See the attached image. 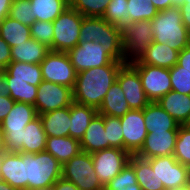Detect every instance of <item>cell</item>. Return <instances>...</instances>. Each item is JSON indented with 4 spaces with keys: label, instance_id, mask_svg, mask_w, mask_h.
I'll return each mask as SVG.
<instances>
[{
    "label": "cell",
    "instance_id": "1",
    "mask_svg": "<svg viewBox=\"0 0 190 190\" xmlns=\"http://www.w3.org/2000/svg\"><path fill=\"white\" fill-rule=\"evenodd\" d=\"M124 64L125 61H112L109 65L93 67L77 73L72 90L73 101L98 110Z\"/></svg>",
    "mask_w": 190,
    "mask_h": 190
},
{
    "label": "cell",
    "instance_id": "2",
    "mask_svg": "<svg viewBox=\"0 0 190 190\" xmlns=\"http://www.w3.org/2000/svg\"><path fill=\"white\" fill-rule=\"evenodd\" d=\"M25 161V190L52 187L62 177V164L49 152L22 153Z\"/></svg>",
    "mask_w": 190,
    "mask_h": 190
},
{
    "label": "cell",
    "instance_id": "3",
    "mask_svg": "<svg viewBox=\"0 0 190 190\" xmlns=\"http://www.w3.org/2000/svg\"><path fill=\"white\" fill-rule=\"evenodd\" d=\"M85 41L98 42L114 60L125 61L121 28L110 24L102 17H83L79 43Z\"/></svg>",
    "mask_w": 190,
    "mask_h": 190
},
{
    "label": "cell",
    "instance_id": "4",
    "mask_svg": "<svg viewBox=\"0 0 190 190\" xmlns=\"http://www.w3.org/2000/svg\"><path fill=\"white\" fill-rule=\"evenodd\" d=\"M153 41L181 52L190 45V32L182 22L180 7L161 10L151 20Z\"/></svg>",
    "mask_w": 190,
    "mask_h": 190
},
{
    "label": "cell",
    "instance_id": "5",
    "mask_svg": "<svg viewBox=\"0 0 190 190\" xmlns=\"http://www.w3.org/2000/svg\"><path fill=\"white\" fill-rule=\"evenodd\" d=\"M37 116L34 105L24 102H15L13 104L8 115L0 123L7 152L23 153V130Z\"/></svg>",
    "mask_w": 190,
    "mask_h": 190
},
{
    "label": "cell",
    "instance_id": "6",
    "mask_svg": "<svg viewBox=\"0 0 190 190\" xmlns=\"http://www.w3.org/2000/svg\"><path fill=\"white\" fill-rule=\"evenodd\" d=\"M122 44L125 53V64L138 61L153 42V31L150 20L126 23L121 28Z\"/></svg>",
    "mask_w": 190,
    "mask_h": 190
},
{
    "label": "cell",
    "instance_id": "7",
    "mask_svg": "<svg viewBox=\"0 0 190 190\" xmlns=\"http://www.w3.org/2000/svg\"><path fill=\"white\" fill-rule=\"evenodd\" d=\"M83 17L78 11L68 7L52 22V51L67 52L79 43Z\"/></svg>",
    "mask_w": 190,
    "mask_h": 190
},
{
    "label": "cell",
    "instance_id": "8",
    "mask_svg": "<svg viewBox=\"0 0 190 190\" xmlns=\"http://www.w3.org/2000/svg\"><path fill=\"white\" fill-rule=\"evenodd\" d=\"M62 178L80 190H96L102 186L94 170L92 155L82 151L62 165Z\"/></svg>",
    "mask_w": 190,
    "mask_h": 190
},
{
    "label": "cell",
    "instance_id": "9",
    "mask_svg": "<svg viewBox=\"0 0 190 190\" xmlns=\"http://www.w3.org/2000/svg\"><path fill=\"white\" fill-rule=\"evenodd\" d=\"M40 66L43 81L64 85L73 90L77 72L66 52L50 50Z\"/></svg>",
    "mask_w": 190,
    "mask_h": 190
},
{
    "label": "cell",
    "instance_id": "10",
    "mask_svg": "<svg viewBox=\"0 0 190 190\" xmlns=\"http://www.w3.org/2000/svg\"><path fill=\"white\" fill-rule=\"evenodd\" d=\"M130 65L138 72L143 90L150 102H157L171 91L170 69L146 64Z\"/></svg>",
    "mask_w": 190,
    "mask_h": 190
},
{
    "label": "cell",
    "instance_id": "11",
    "mask_svg": "<svg viewBox=\"0 0 190 190\" xmlns=\"http://www.w3.org/2000/svg\"><path fill=\"white\" fill-rule=\"evenodd\" d=\"M75 71L80 73L93 67L109 65L114 60L98 42H81L66 52Z\"/></svg>",
    "mask_w": 190,
    "mask_h": 190
},
{
    "label": "cell",
    "instance_id": "12",
    "mask_svg": "<svg viewBox=\"0 0 190 190\" xmlns=\"http://www.w3.org/2000/svg\"><path fill=\"white\" fill-rule=\"evenodd\" d=\"M95 173L102 185H106L127 165L131 154L120 148H108L91 153Z\"/></svg>",
    "mask_w": 190,
    "mask_h": 190
},
{
    "label": "cell",
    "instance_id": "13",
    "mask_svg": "<svg viewBox=\"0 0 190 190\" xmlns=\"http://www.w3.org/2000/svg\"><path fill=\"white\" fill-rule=\"evenodd\" d=\"M72 102L73 92L71 88L42 81L38 86L34 107L36 108L37 114L41 115L49 111L69 107Z\"/></svg>",
    "mask_w": 190,
    "mask_h": 190
},
{
    "label": "cell",
    "instance_id": "14",
    "mask_svg": "<svg viewBox=\"0 0 190 190\" xmlns=\"http://www.w3.org/2000/svg\"><path fill=\"white\" fill-rule=\"evenodd\" d=\"M147 160L151 163L159 181H162L165 190L190 183L187 166L178 162L173 155Z\"/></svg>",
    "mask_w": 190,
    "mask_h": 190
},
{
    "label": "cell",
    "instance_id": "15",
    "mask_svg": "<svg viewBox=\"0 0 190 190\" xmlns=\"http://www.w3.org/2000/svg\"><path fill=\"white\" fill-rule=\"evenodd\" d=\"M123 131L124 150L135 155L142 147L147 136L143 109H131L120 117Z\"/></svg>",
    "mask_w": 190,
    "mask_h": 190
},
{
    "label": "cell",
    "instance_id": "16",
    "mask_svg": "<svg viewBox=\"0 0 190 190\" xmlns=\"http://www.w3.org/2000/svg\"><path fill=\"white\" fill-rule=\"evenodd\" d=\"M116 80L131 109H143L150 103L143 90L138 72L130 64H124L120 68Z\"/></svg>",
    "mask_w": 190,
    "mask_h": 190
},
{
    "label": "cell",
    "instance_id": "17",
    "mask_svg": "<svg viewBox=\"0 0 190 190\" xmlns=\"http://www.w3.org/2000/svg\"><path fill=\"white\" fill-rule=\"evenodd\" d=\"M177 135L178 130L150 132L135 155L143 159L173 155Z\"/></svg>",
    "mask_w": 190,
    "mask_h": 190
},
{
    "label": "cell",
    "instance_id": "18",
    "mask_svg": "<svg viewBox=\"0 0 190 190\" xmlns=\"http://www.w3.org/2000/svg\"><path fill=\"white\" fill-rule=\"evenodd\" d=\"M0 178L13 188L25 190V161L20 152H4L0 165Z\"/></svg>",
    "mask_w": 190,
    "mask_h": 190
},
{
    "label": "cell",
    "instance_id": "19",
    "mask_svg": "<svg viewBox=\"0 0 190 190\" xmlns=\"http://www.w3.org/2000/svg\"><path fill=\"white\" fill-rule=\"evenodd\" d=\"M178 56L179 51L164 43L153 41L142 58L130 64H146L170 69L177 64Z\"/></svg>",
    "mask_w": 190,
    "mask_h": 190
},
{
    "label": "cell",
    "instance_id": "20",
    "mask_svg": "<svg viewBox=\"0 0 190 190\" xmlns=\"http://www.w3.org/2000/svg\"><path fill=\"white\" fill-rule=\"evenodd\" d=\"M143 115L147 133L179 129L180 124L158 102H150L144 107Z\"/></svg>",
    "mask_w": 190,
    "mask_h": 190
},
{
    "label": "cell",
    "instance_id": "21",
    "mask_svg": "<svg viewBox=\"0 0 190 190\" xmlns=\"http://www.w3.org/2000/svg\"><path fill=\"white\" fill-rule=\"evenodd\" d=\"M80 147L82 152L90 154L99 150L108 149L103 115L97 113L94 116L83 138L80 140Z\"/></svg>",
    "mask_w": 190,
    "mask_h": 190
},
{
    "label": "cell",
    "instance_id": "22",
    "mask_svg": "<svg viewBox=\"0 0 190 190\" xmlns=\"http://www.w3.org/2000/svg\"><path fill=\"white\" fill-rule=\"evenodd\" d=\"M157 102L180 125H185L188 122L190 118V95L169 91Z\"/></svg>",
    "mask_w": 190,
    "mask_h": 190
},
{
    "label": "cell",
    "instance_id": "23",
    "mask_svg": "<svg viewBox=\"0 0 190 190\" xmlns=\"http://www.w3.org/2000/svg\"><path fill=\"white\" fill-rule=\"evenodd\" d=\"M39 116L47 137L69 136L70 106L49 111Z\"/></svg>",
    "mask_w": 190,
    "mask_h": 190
},
{
    "label": "cell",
    "instance_id": "24",
    "mask_svg": "<svg viewBox=\"0 0 190 190\" xmlns=\"http://www.w3.org/2000/svg\"><path fill=\"white\" fill-rule=\"evenodd\" d=\"M97 113V109L73 101L70 106L69 137L80 141Z\"/></svg>",
    "mask_w": 190,
    "mask_h": 190
},
{
    "label": "cell",
    "instance_id": "25",
    "mask_svg": "<svg viewBox=\"0 0 190 190\" xmlns=\"http://www.w3.org/2000/svg\"><path fill=\"white\" fill-rule=\"evenodd\" d=\"M131 108L124 96V93L118 81L112 84L107 91L102 104L98 109V113L106 116L122 117Z\"/></svg>",
    "mask_w": 190,
    "mask_h": 190
},
{
    "label": "cell",
    "instance_id": "26",
    "mask_svg": "<svg viewBox=\"0 0 190 190\" xmlns=\"http://www.w3.org/2000/svg\"><path fill=\"white\" fill-rule=\"evenodd\" d=\"M45 151L63 165L81 152L80 141L69 136L47 137Z\"/></svg>",
    "mask_w": 190,
    "mask_h": 190
},
{
    "label": "cell",
    "instance_id": "27",
    "mask_svg": "<svg viewBox=\"0 0 190 190\" xmlns=\"http://www.w3.org/2000/svg\"><path fill=\"white\" fill-rule=\"evenodd\" d=\"M49 51L48 47L30 38L25 43L11 47V59L14 62L40 64Z\"/></svg>",
    "mask_w": 190,
    "mask_h": 190
},
{
    "label": "cell",
    "instance_id": "28",
    "mask_svg": "<svg viewBox=\"0 0 190 190\" xmlns=\"http://www.w3.org/2000/svg\"><path fill=\"white\" fill-rule=\"evenodd\" d=\"M129 163L135 170L137 183L142 190H165L162 181H159V178L152 169L151 163L147 159L131 155Z\"/></svg>",
    "mask_w": 190,
    "mask_h": 190
},
{
    "label": "cell",
    "instance_id": "29",
    "mask_svg": "<svg viewBox=\"0 0 190 190\" xmlns=\"http://www.w3.org/2000/svg\"><path fill=\"white\" fill-rule=\"evenodd\" d=\"M46 139L47 136L38 115L23 130V153L36 154L45 151Z\"/></svg>",
    "mask_w": 190,
    "mask_h": 190
},
{
    "label": "cell",
    "instance_id": "30",
    "mask_svg": "<svg viewBox=\"0 0 190 190\" xmlns=\"http://www.w3.org/2000/svg\"><path fill=\"white\" fill-rule=\"evenodd\" d=\"M0 37L10 47L25 43L31 38L30 26L6 16L0 21Z\"/></svg>",
    "mask_w": 190,
    "mask_h": 190
},
{
    "label": "cell",
    "instance_id": "31",
    "mask_svg": "<svg viewBox=\"0 0 190 190\" xmlns=\"http://www.w3.org/2000/svg\"><path fill=\"white\" fill-rule=\"evenodd\" d=\"M35 21L53 22L70 7L69 0H30Z\"/></svg>",
    "mask_w": 190,
    "mask_h": 190
},
{
    "label": "cell",
    "instance_id": "32",
    "mask_svg": "<svg viewBox=\"0 0 190 190\" xmlns=\"http://www.w3.org/2000/svg\"><path fill=\"white\" fill-rule=\"evenodd\" d=\"M4 70L12 76V80L26 81L33 86H39L43 81L40 64L11 61Z\"/></svg>",
    "mask_w": 190,
    "mask_h": 190
},
{
    "label": "cell",
    "instance_id": "33",
    "mask_svg": "<svg viewBox=\"0 0 190 190\" xmlns=\"http://www.w3.org/2000/svg\"><path fill=\"white\" fill-rule=\"evenodd\" d=\"M1 72L5 75L8 90L10 92L9 96L15 102H24L31 105L35 104L38 86L28 84L26 81L12 80V76H10L5 70H2Z\"/></svg>",
    "mask_w": 190,
    "mask_h": 190
},
{
    "label": "cell",
    "instance_id": "34",
    "mask_svg": "<svg viewBox=\"0 0 190 190\" xmlns=\"http://www.w3.org/2000/svg\"><path fill=\"white\" fill-rule=\"evenodd\" d=\"M127 2L128 23L141 20L151 21L159 12L151 0H127Z\"/></svg>",
    "mask_w": 190,
    "mask_h": 190
},
{
    "label": "cell",
    "instance_id": "35",
    "mask_svg": "<svg viewBox=\"0 0 190 190\" xmlns=\"http://www.w3.org/2000/svg\"><path fill=\"white\" fill-rule=\"evenodd\" d=\"M106 186L109 190H142L137 183L135 170L129 162Z\"/></svg>",
    "mask_w": 190,
    "mask_h": 190
},
{
    "label": "cell",
    "instance_id": "36",
    "mask_svg": "<svg viewBox=\"0 0 190 190\" xmlns=\"http://www.w3.org/2000/svg\"><path fill=\"white\" fill-rule=\"evenodd\" d=\"M127 4V0H110L102 18L110 24L122 28L128 23L129 11Z\"/></svg>",
    "mask_w": 190,
    "mask_h": 190
},
{
    "label": "cell",
    "instance_id": "37",
    "mask_svg": "<svg viewBox=\"0 0 190 190\" xmlns=\"http://www.w3.org/2000/svg\"><path fill=\"white\" fill-rule=\"evenodd\" d=\"M110 0H69L70 7L82 16L103 17Z\"/></svg>",
    "mask_w": 190,
    "mask_h": 190
},
{
    "label": "cell",
    "instance_id": "38",
    "mask_svg": "<svg viewBox=\"0 0 190 190\" xmlns=\"http://www.w3.org/2000/svg\"><path fill=\"white\" fill-rule=\"evenodd\" d=\"M104 118V129L106 131L108 148L124 149L123 131L119 117L106 116Z\"/></svg>",
    "mask_w": 190,
    "mask_h": 190
},
{
    "label": "cell",
    "instance_id": "39",
    "mask_svg": "<svg viewBox=\"0 0 190 190\" xmlns=\"http://www.w3.org/2000/svg\"><path fill=\"white\" fill-rule=\"evenodd\" d=\"M173 156L183 165L190 164V128L186 125L179 126Z\"/></svg>",
    "mask_w": 190,
    "mask_h": 190
},
{
    "label": "cell",
    "instance_id": "40",
    "mask_svg": "<svg viewBox=\"0 0 190 190\" xmlns=\"http://www.w3.org/2000/svg\"><path fill=\"white\" fill-rule=\"evenodd\" d=\"M31 38L45 45L52 51L54 37L53 23L49 21H35L30 26Z\"/></svg>",
    "mask_w": 190,
    "mask_h": 190
},
{
    "label": "cell",
    "instance_id": "41",
    "mask_svg": "<svg viewBox=\"0 0 190 190\" xmlns=\"http://www.w3.org/2000/svg\"><path fill=\"white\" fill-rule=\"evenodd\" d=\"M171 91L180 94L190 95V72L184 70L183 67L175 64L170 68Z\"/></svg>",
    "mask_w": 190,
    "mask_h": 190
},
{
    "label": "cell",
    "instance_id": "42",
    "mask_svg": "<svg viewBox=\"0 0 190 190\" xmlns=\"http://www.w3.org/2000/svg\"><path fill=\"white\" fill-rule=\"evenodd\" d=\"M30 7V0H13L9 16L20 23L31 26L35 22V19Z\"/></svg>",
    "mask_w": 190,
    "mask_h": 190
},
{
    "label": "cell",
    "instance_id": "43",
    "mask_svg": "<svg viewBox=\"0 0 190 190\" xmlns=\"http://www.w3.org/2000/svg\"><path fill=\"white\" fill-rule=\"evenodd\" d=\"M11 61V47L0 37V71L4 70Z\"/></svg>",
    "mask_w": 190,
    "mask_h": 190
},
{
    "label": "cell",
    "instance_id": "44",
    "mask_svg": "<svg viewBox=\"0 0 190 190\" xmlns=\"http://www.w3.org/2000/svg\"><path fill=\"white\" fill-rule=\"evenodd\" d=\"M15 101L10 96H0V123L8 115Z\"/></svg>",
    "mask_w": 190,
    "mask_h": 190
},
{
    "label": "cell",
    "instance_id": "45",
    "mask_svg": "<svg viewBox=\"0 0 190 190\" xmlns=\"http://www.w3.org/2000/svg\"><path fill=\"white\" fill-rule=\"evenodd\" d=\"M177 64L190 72V45L179 52Z\"/></svg>",
    "mask_w": 190,
    "mask_h": 190
},
{
    "label": "cell",
    "instance_id": "46",
    "mask_svg": "<svg viewBox=\"0 0 190 190\" xmlns=\"http://www.w3.org/2000/svg\"><path fill=\"white\" fill-rule=\"evenodd\" d=\"M53 190H80L75 184L62 177L52 186Z\"/></svg>",
    "mask_w": 190,
    "mask_h": 190
},
{
    "label": "cell",
    "instance_id": "47",
    "mask_svg": "<svg viewBox=\"0 0 190 190\" xmlns=\"http://www.w3.org/2000/svg\"><path fill=\"white\" fill-rule=\"evenodd\" d=\"M180 11H181V16H182V22L184 26L190 32V3H184L180 7Z\"/></svg>",
    "mask_w": 190,
    "mask_h": 190
},
{
    "label": "cell",
    "instance_id": "48",
    "mask_svg": "<svg viewBox=\"0 0 190 190\" xmlns=\"http://www.w3.org/2000/svg\"><path fill=\"white\" fill-rule=\"evenodd\" d=\"M13 0H0V21L9 16L10 7Z\"/></svg>",
    "mask_w": 190,
    "mask_h": 190
},
{
    "label": "cell",
    "instance_id": "49",
    "mask_svg": "<svg viewBox=\"0 0 190 190\" xmlns=\"http://www.w3.org/2000/svg\"><path fill=\"white\" fill-rule=\"evenodd\" d=\"M153 5L158 9V11L166 10L172 7L171 0H151Z\"/></svg>",
    "mask_w": 190,
    "mask_h": 190
},
{
    "label": "cell",
    "instance_id": "50",
    "mask_svg": "<svg viewBox=\"0 0 190 190\" xmlns=\"http://www.w3.org/2000/svg\"><path fill=\"white\" fill-rule=\"evenodd\" d=\"M10 92L8 90L5 75L0 71V96H9Z\"/></svg>",
    "mask_w": 190,
    "mask_h": 190
},
{
    "label": "cell",
    "instance_id": "51",
    "mask_svg": "<svg viewBox=\"0 0 190 190\" xmlns=\"http://www.w3.org/2000/svg\"><path fill=\"white\" fill-rule=\"evenodd\" d=\"M6 151H7V149L5 146L4 133H3L1 126H0V154H3Z\"/></svg>",
    "mask_w": 190,
    "mask_h": 190
},
{
    "label": "cell",
    "instance_id": "52",
    "mask_svg": "<svg viewBox=\"0 0 190 190\" xmlns=\"http://www.w3.org/2000/svg\"><path fill=\"white\" fill-rule=\"evenodd\" d=\"M0 190H19V189L13 188L6 181L0 180Z\"/></svg>",
    "mask_w": 190,
    "mask_h": 190
},
{
    "label": "cell",
    "instance_id": "53",
    "mask_svg": "<svg viewBox=\"0 0 190 190\" xmlns=\"http://www.w3.org/2000/svg\"><path fill=\"white\" fill-rule=\"evenodd\" d=\"M172 7H181L184 3H190V0H171Z\"/></svg>",
    "mask_w": 190,
    "mask_h": 190
},
{
    "label": "cell",
    "instance_id": "54",
    "mask_svg": "<svg viewBox=\"0 0 190 190\" xmlns=\"http://www.w3.org/2000/svg\"><path fill=\"white\" fill-rule=\"evenodd\" d=\"M167 190H190V183L180 186V187H175Z\"/></svg>",
    "mask_w": 190,
    "mask_h": 190
},
{
    "label": "cell",
    "instance_id": "55",
    "mask_svg": "<svg viewBox=\"0 0 190 190\" xmlns=\"http://www.w3.org/2000/svg\"><path fill=\"white\" fill-rule=\"evenodd\" d=\"M96 190H109L108 187L106 185H102L100 186L98 189Z\"/></svg>",
    "mask_w": 190,
    "mask_h": 190
},
{
    "label": "cell",
    "instance_id": "56",
    "mask_svg": "<svg viewBox=\"0 0 190 190\" xmlns=\"http://www.w3.org/2000/svg\"><path fill=\"white\" fill-rule=\"evenodd\" d=\"M37 190H53V187H47V188H42V189H37Z\"/></svg>",
    "mask_w": 190,
    "mask_h": 190
},
{
    "label": "cell",
    "instance_id": "57",
    "mask_svg": "<svg viewBox=\"0 0 190 190\" xmlns=\"http://www.w3.org/2000/svg\"><path fill=\"white\" fill-rule=\"evenodd\" d=\"M188 168V176H189V181H190V164L187 166Z\"/></svg>",
    "mask_w": 190,
    "mask_h": 190
},
{
    "label": "cell",
    "instance_id": "58",
    "mask_svg": "<svg viewBox=\"0 0 190 190\" xmlns=\"http://www.w3.org/2000/svg\"><path fill=\"white\" fill-rule=\"evenodd\" d=\"M185 125L190 128V118H189L188 122Z\"/></svg>",
    "mask_w": 190,
    "mask_h": 190
},
{
    "label": "cell",
    "instance_id": "59",
    "mask_svg": "<svg viewBox=\"0 0 190 190\" xmlns=\"http://www.w3.org/2000/svg\"><path fill=\"white\" fill-rule=\"evenodd\" d=\"M1 159H2V154H0V165H1ZM0 180H1V178H0Z\"/></svg>",
    "mask_w": 190,
    "mask_h": 190
}]
</instances>
